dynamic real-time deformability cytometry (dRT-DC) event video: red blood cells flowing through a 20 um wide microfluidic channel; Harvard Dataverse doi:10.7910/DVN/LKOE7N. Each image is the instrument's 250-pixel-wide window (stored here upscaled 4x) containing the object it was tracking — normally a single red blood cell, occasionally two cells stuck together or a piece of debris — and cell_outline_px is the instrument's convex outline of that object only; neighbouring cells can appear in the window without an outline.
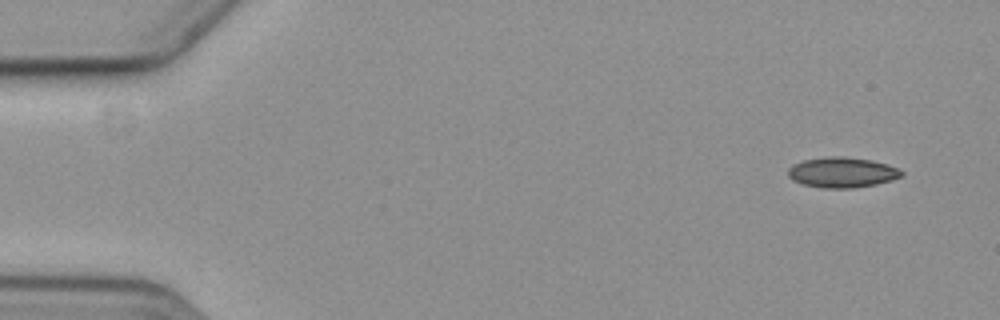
{"species": "common noctule bat (a hibernating species)", "species_latin": "Nyctalus noctula", "temperature_condition": "cold", "stored_images_in_passage": 5, "segment_of_instrument_passage": [1, 2], "camera_frame_rate_fps": 3000, "um_per_image_px": 0.085, "animal": {"sex": "female", "body_mass_g": 19.3, "forearm_length_mm": 54.1}, "frame": {"image": 1, "passage_image": 1, "time_ms": 0.0, "image_size_px": [1000, 320], "cell_outline_px": [[904, 176], [892, 180], [876, 184], [852, 188], [824, 188], [804, 184], [792, 180], [788, 176], [788, 168], [792, 164], [804, 160], [828, 156], [844, 156], [872, 160], [888, 164], [900, 168], [904, 172]], "centroid_in_image_um": [71.61, 14.64], "position_along_channel_um": 13.4, "area_um2": 20.29}}
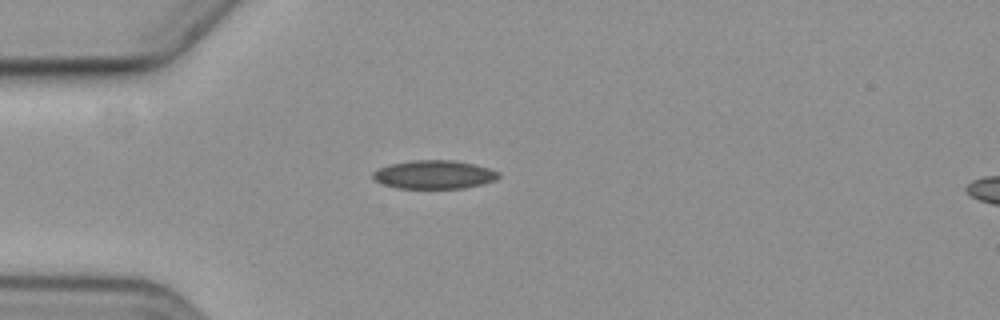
{"frame": {"image": 2, "passage_image": 4, "time_ms": 4.0, "image_size_px": [1000, 320], "cell_outline_px": [[500, 176], [496, 180], [464, 188], [396, 188], [384, 184], [376, 180], [372, 176], [372, 172], [388, 164], [412, 160], [452, 160], [476, 164], [500, 172]], "centroid_in_image_um": [36.91, 14.83], "position_along_channel_um": 48.1, "area_um2": 20.87}}